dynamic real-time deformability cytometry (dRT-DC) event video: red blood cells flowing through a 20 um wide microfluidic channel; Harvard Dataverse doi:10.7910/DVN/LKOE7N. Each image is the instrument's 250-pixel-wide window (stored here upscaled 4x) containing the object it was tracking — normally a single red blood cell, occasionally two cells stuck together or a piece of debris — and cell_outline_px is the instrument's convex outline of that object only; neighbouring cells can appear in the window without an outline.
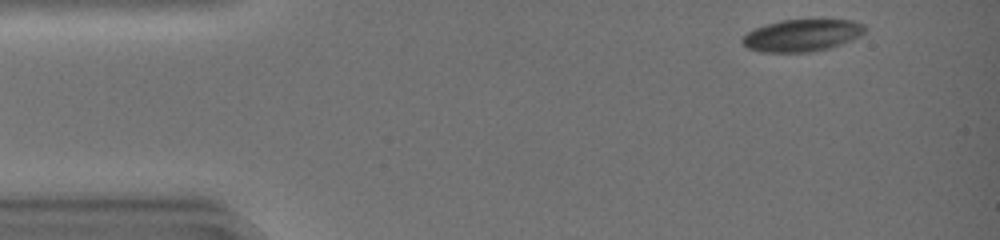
{"species": "common noctule bat (a hibernating species)", "species_latin": "Nyctalus noctula", "temperature_condition": "warm", "stored_images_in_passage": 7, "camera_frame_rate_fps": 3000, "um_per_image_px": 0.085, "animal": {"sex": "female", "body_mass_g": 19.0, "forearm_length_mm": 51.5}, "frame": {"image": 1, "passage_image": 2, "time_ms": 0.333, "image_size_px": [1000, 240], "cell_outline_px": [[864, 32], [840, 44], [828, 48], [808, 52], [760, 52], [748, 48], [740, 40], [748, 32], [764, 24], [780, 20], [820, 16], [852, 20], [864, 24]], "centroid_in_image_um": [68.17, 2.94], "position_along_channel_um": 16.8, "area_um2": 23.58}}